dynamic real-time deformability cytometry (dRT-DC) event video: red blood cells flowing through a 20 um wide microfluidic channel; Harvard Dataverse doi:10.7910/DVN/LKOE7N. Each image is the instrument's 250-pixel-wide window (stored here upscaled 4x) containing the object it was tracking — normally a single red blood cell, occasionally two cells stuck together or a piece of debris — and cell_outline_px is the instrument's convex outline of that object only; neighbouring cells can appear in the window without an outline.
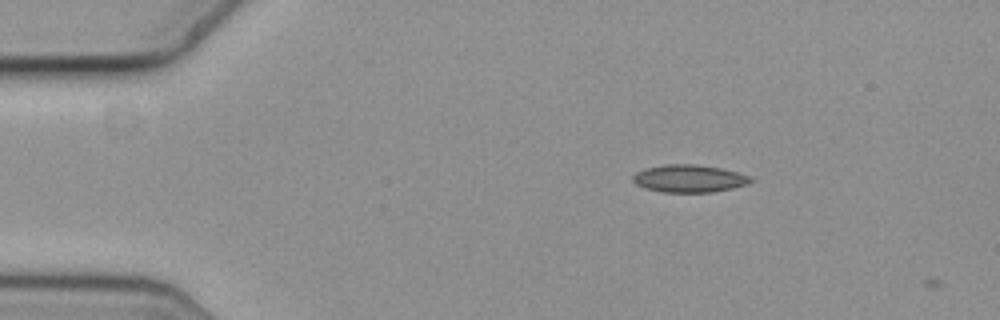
{"species": "common noctule bat (a hibernating species)", "species_latin": "Nyctalus noctula", "temperature_condition": "cold", "stored_images_in_passage": 3, "camera_frame_rate_fps": 3000, "um_per_image_px": 0.085, "animal": {"sex": "female", "body_mass_g": 19.3, "forearm_length_mm": 54.1}, "frame": {"image": 1, "passage_image": 2, "time_ms": 0.333, "image_size_px": [1000, 320], "cell_outline_px": [[752, 180], [748, 184], [732, 188], [712, 192], [664, 192], [644, 188], [636, 184], [632, 180], [632, 176], [636, 172], [648, 168], [664, 164], [696, 164], [720, 168], [736, 172], [748, 176]], "centroid_in_image_um": [58.54, 15.17], "position_along_channel_um": 26.5, "area_um2": 18.73}}